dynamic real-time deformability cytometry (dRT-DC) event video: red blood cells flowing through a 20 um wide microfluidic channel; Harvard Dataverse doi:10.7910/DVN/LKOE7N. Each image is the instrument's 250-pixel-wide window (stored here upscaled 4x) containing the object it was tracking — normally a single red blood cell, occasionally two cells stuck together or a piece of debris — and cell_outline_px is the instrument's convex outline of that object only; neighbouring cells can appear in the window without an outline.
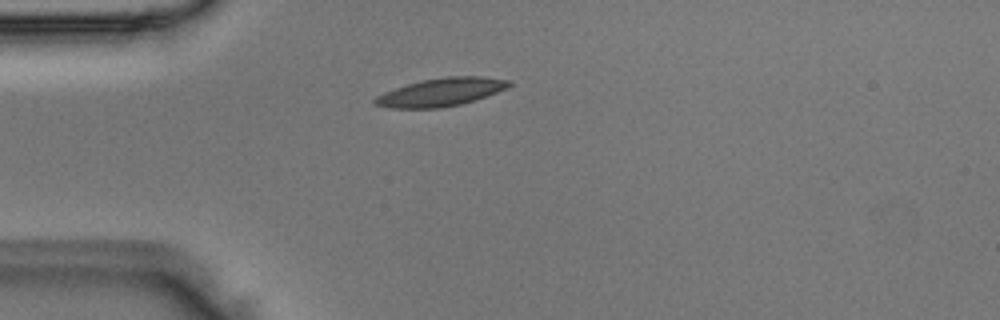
{"species": "Egyptian fruit bat (a non-hibernating species)", "species_latin": "Rousettus aegyptiacus", "temperature_condition": "room temperature", "stored_images_in_passage": 2, "camera_frame_rate_fps": 3000, "um_per_image_px": 0.085, "animal": {"sex": "male"}, "frame": {"image": 1, "passage_image": 1, "time_ms": 0.0, "image_size_px": [1000, 320], "cell_outline_px": [[512, 84], [508, 88], [460, 104], [440, 108], [388, 108], [372, 104], [372, 100], [376, 96], [384, 92], [408, 84], [424, 80], [444, 76], [480, 76], [512, 80]], "centroid_in_image_um": [37.46, 7.83], "position_along_channel_um": 47.5, "area_um2": 21.85}}